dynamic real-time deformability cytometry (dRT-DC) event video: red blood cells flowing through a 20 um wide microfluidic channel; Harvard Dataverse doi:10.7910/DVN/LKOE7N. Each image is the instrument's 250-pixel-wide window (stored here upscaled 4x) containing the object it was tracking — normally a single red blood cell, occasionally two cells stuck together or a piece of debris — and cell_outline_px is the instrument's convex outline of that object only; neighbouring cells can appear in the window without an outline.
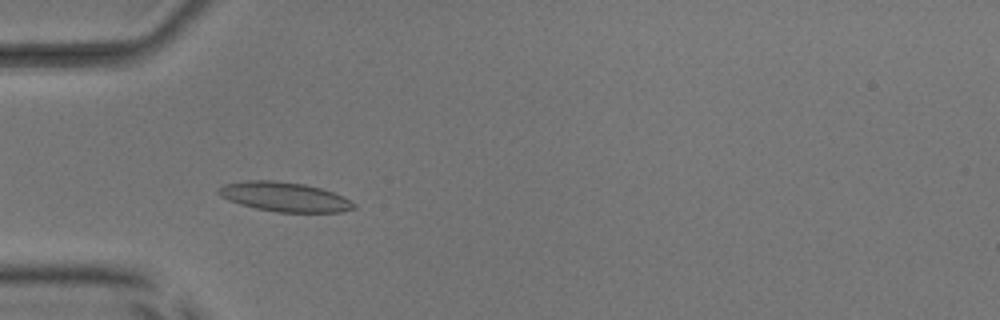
{"species": "common noctule bat (a hibernating species)", "species_latin": "Nyctalus noctula", "temperature_condition": "room temperature", "stored_images_in_passage": 51, "camera_frame_rate_fps": 3000, "um_per_image_px": 0.085, "animal": {"sex": "male", "body_mass_g": 17.9, "forearm_length_mm": 54.2}, "frame": {"image": 1, "passage_image": 15, "time_ms": 4.667, "image_size_px": [1000, 320], "cell_outline_px": [[356, 208], [340, 212], [276, 212], [256, 208], [240, 204], [228, 200], [220, 196], [216, 192], [216, 188], [224, 184], [248, 180], [272, 180], [304, 184], [320, 188], [344, 196], [356, 204]], "centroid_in_image_um": [24.16, 16.73], "position_along_channel_um": 60.8, "area_um2": 23.29}}
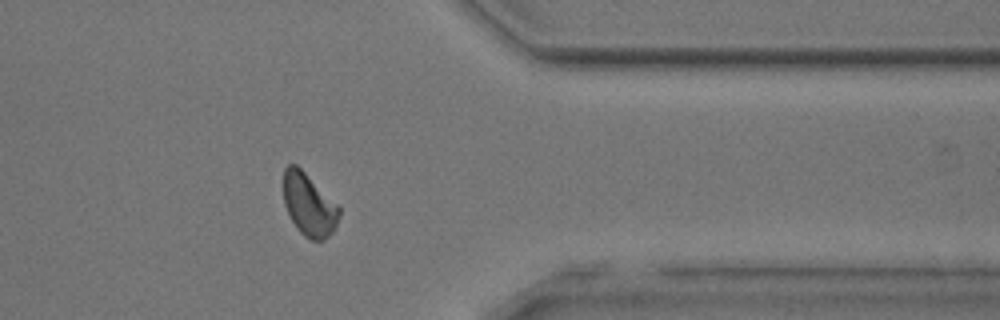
{"frame": {"image": 2, "passage_image": 41, "time_ms": 13.333, "image_size_px": [1000, 320], "cell_outline_px": [[340, 216], [332, 232], [324, 240], [308, 240], [296, 228], [284, 204], [284, 168], [288, 164], [296, 164], [340, 208]], "centroid_in_image_um": [26.25, 17.43], "position_along_channel_um": 385.2, "area_um2": 19.94}}
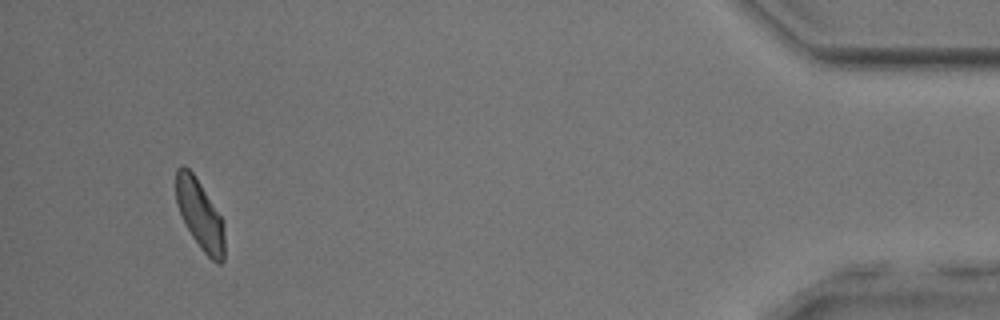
{"frame": {"image": 3, "passage_image": 48, "time_ms": 15.667, "image_size_px": [1000, 320], "cell_outline_px": [[224, 260], [220, 264], [216, 264], [200, 248], [192, 236], [176, 204], [176, 168], [180, 164], [184, 164], [192, 172], [200, 184], [220, 216], [224, 224]], "centroid_in_image_um": [16.99, 18.25], "position_along_channel_um": 418.2, "area_um2": 19.42}, "authors_computed_cell_mechanics": {"area_um2": 21.0392, "velocity_mm_per_s": 3.9244, "shape_relaxation_time_tau1_ms": 4.1211, "shape_relaxation_time_tau2_ms": 2.4672, "deformation_change_tau1": 0.1102, "deformation_change_tau2": 0.0846}}